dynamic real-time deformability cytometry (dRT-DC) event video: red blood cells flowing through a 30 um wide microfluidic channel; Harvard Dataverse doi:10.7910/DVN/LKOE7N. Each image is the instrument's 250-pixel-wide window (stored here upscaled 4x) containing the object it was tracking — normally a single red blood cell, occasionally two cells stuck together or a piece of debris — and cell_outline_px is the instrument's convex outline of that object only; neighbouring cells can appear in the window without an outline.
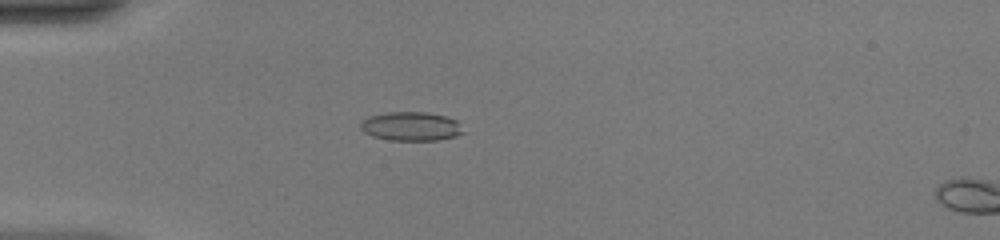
{"species": "common noctule bat (a hibernating species)", "species_latin": "Nyctalus noctula", "temperature_condition": "warm", "stored_images_in_passage": 50, "camera_frame_rate_fps": 3000, "um_per_image_px": 0.085, "animal": {"sex": "female", "body_mass_g": 20.0, "forearm_length_mm": 54.0}, "frame": {"image": 1, "passage_image": 15, "time_ms": 4.667, "image_size_px": [1000, 240], "cell_outline_px": [[468, 132], [456, 136], [436, 140], [388, 140], [372, 136], [364, 132], [360, 128], [360, 124], [368, 116], [388, 112], [428, 112], [448, 116], [456, 120]], "centroid_in_image_um": [34.99, 10.73], "position_along_channel_um": 50.0, "area_um2": 17.57}}
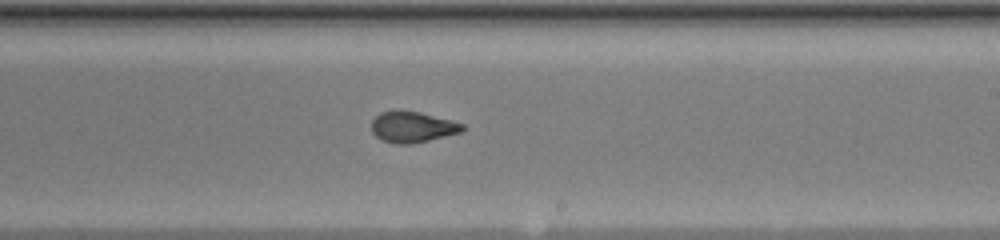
{"frame": {"image": 2, "passage_image": 31, "time_ms": 10.0, "image_size_px": [1000, 240], "cell_outline_px": [[464, 128], [460, 132], [412, 144], [396, 144], [384, 140], [376, 136], [372, 132], [372, 120], [380, 112], [400, 108], [420, 112], [464, 124]], "centroid_in_image_um": [35.01, 10.76], "position_along_channel_um": 254.0, "area_um2": 16.42}}
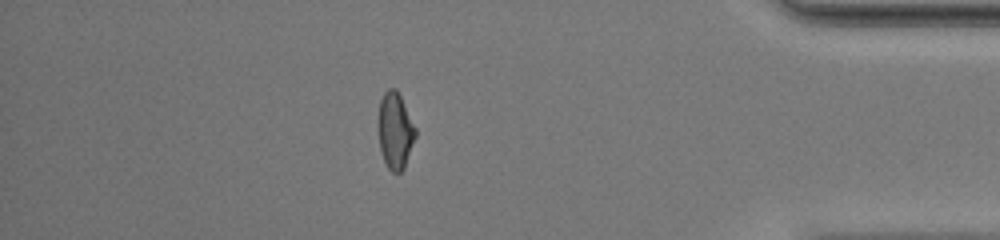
{"frame": {"image": 3, "passage_image": 44, "time_ms": 14.333, "image_size_px": [1000, 240], "cell_outline_px": [[416, 136], [404, 168], [400, 172], [392, 172], [388, 168], [380, 152], [376, 128], [376, 120], [380, 100], [384, 92], [388, 88], [396, 88], [416, 128]], "centroid_in_image_um": [33.54, 11.09], "position_along_channel_um": 401.7, "area_um2": 16.99}, "authors_computed_cell_mechanics": {"area_um2": 16.762, "velocity_mm_per_s": 4.1899, "shape_relaxation_time_tau1_ms": null, "shape_relaxation_time_tau2_ms": 0.7803, "deformation_change_tau1": null, "deformation_change_tau2": 0.0637}}